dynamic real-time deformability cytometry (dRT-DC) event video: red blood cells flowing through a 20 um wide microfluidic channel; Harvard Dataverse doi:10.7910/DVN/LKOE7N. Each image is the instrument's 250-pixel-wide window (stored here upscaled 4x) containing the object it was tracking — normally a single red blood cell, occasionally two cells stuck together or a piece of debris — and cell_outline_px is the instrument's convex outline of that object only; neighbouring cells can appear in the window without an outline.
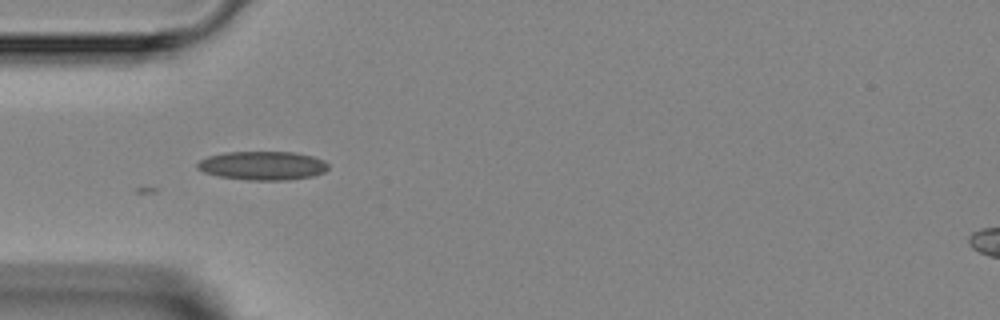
{"species": "Egyptian fruit bat (a non-hibernating species)", "species_latin": "Rousettus aegyptiacus", "temperature_condition": "room temperature", "stored_images_in_passage": 6, "camera_frame_rate_fps": 3000, "um_per_image_px": 0.085, "animal": {"sex": "female"}, "frame": {"image": 1, "passage_image": 4, "time_ms": 3.333, "image_size_px": [1000, 320], "cell_outline_px": [[328, 168], [324, 172], [312, 176], [288, 180], [248, 180], [220, 176], [204, 172], [196, 168], [196, 164], [200, 160], [208, 156], [224, 152], [292, 152], [312, 156], [324, 160], [328, 164]], "centroid_in_image_um": [22.31, 14.07], "position_along_channel_um": 62.7, "area_um2": 21.91}}
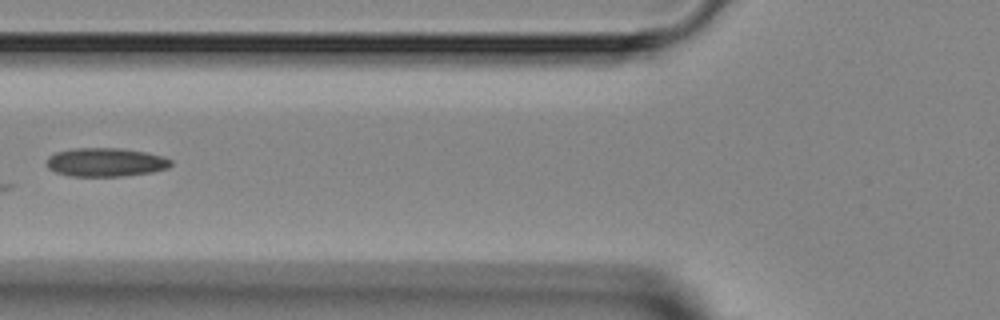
{"frame": {"image": 2, "passage_image": 5, "time_ms": 4.667, "image_size_px": [1000, 320], "cell_outline_px": [[172, 164], [168, 168], [152, 172], [120, 176], [68, 176], [56, 172], [48, 168], [44, 164], [48, 156], [56, 152], [72, 148], [120, 148], [144, 152], [164, 156], [172, 160]], "centroid_in_image_um": [8.95, 13.79], "position_along_channel_um": 116.9, "area_um2": 20.92}}
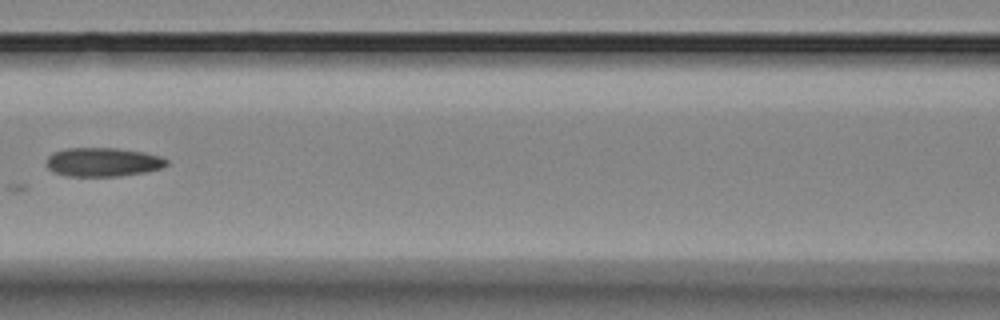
{"frame": {"image": 3, "passage_image": 6, "time_ms": 5.667, "image_size_px": [1000, 320], "cell_outline_px": [[168, 164], [160, 168], [144, 172], [120, 176], [68, 176], [52, 172], [48, 168], [48, 156], [52, 152], [68, 148], [116, 148], [144, 152], [160, 156], [168, 160]], "centroid_in_image_um": [8.74, 13.77], "position_along_channel_um": 157.9, "area_um2": 20.17}}